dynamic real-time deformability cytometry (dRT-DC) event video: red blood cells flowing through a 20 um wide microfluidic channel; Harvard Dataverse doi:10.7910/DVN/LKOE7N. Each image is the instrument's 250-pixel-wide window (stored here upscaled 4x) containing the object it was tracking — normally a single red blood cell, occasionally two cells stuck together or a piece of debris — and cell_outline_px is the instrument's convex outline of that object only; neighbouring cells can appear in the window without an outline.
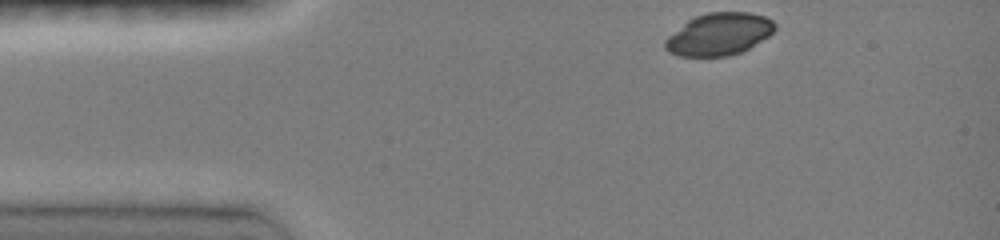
{"species": "common noctule bat (a hibernating species)", "species_latin": "Nyctalus noctula", "temperature_condition": "room temperature", "stored_images_in_passage": 29, "camera_frame_rate_fps": 3000, "um_per_image_px": 0.085, "animal": {"sex": "female", "body_mass_g": 19.0, "forearm_length_mm": 51.5}, "frame": {"image": 1, "passage_image": 1, "time_ms": 0.0, "image_size_px": [1000, 240], "cell_outline_px": [[776, 28], [768, 36], [748, 48], [740, 52], [728, 56], [680, 56], [668, 52], [664, 48], [664, 40], [668, 36], [688, 20], [696, 16], [708, 12], [748, 12], [764, 16], [772, 20], [776, 24]], "centroid_in_image_um": [61.1, 2.9], "position_along_channel_um": 23.9, "area_um2": 26.88}}
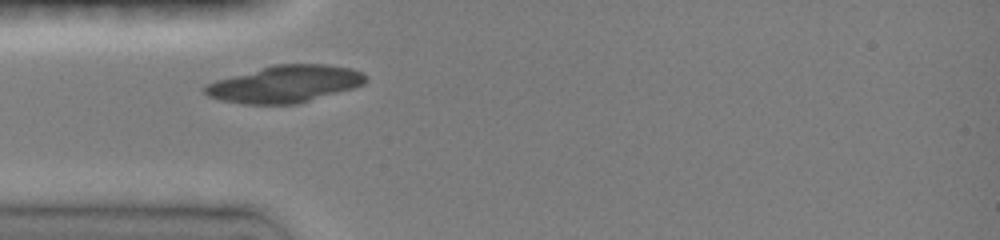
{"frame": {"image": 2, "passage_image": 9, "time_ms": 2.333, "image_size_px": [1000, 240], "cell_outline_px": [[368, 76], [364, 84], [352, 88], [296, 104], [244, 104], [220, 100], [208, 96], [204, 92], [204, 84], [216, 80], [272, 64], [324, 64], [352, 68], [364, 72]], "centroid_in_image_um": [24.21, 7.13], "position_along_channel_um": 60.8, "area_um2": 34.74}}